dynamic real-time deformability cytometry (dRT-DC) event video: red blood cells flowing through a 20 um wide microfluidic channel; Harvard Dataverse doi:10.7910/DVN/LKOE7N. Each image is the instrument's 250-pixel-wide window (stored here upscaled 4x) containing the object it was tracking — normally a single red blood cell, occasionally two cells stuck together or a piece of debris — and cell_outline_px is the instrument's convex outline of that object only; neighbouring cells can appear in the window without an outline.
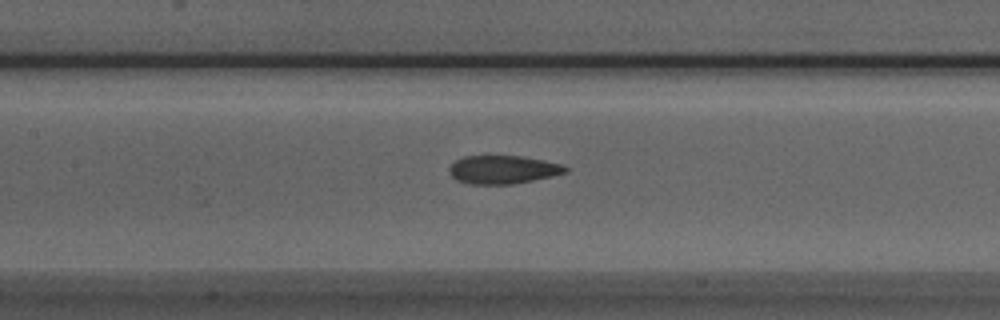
{"species": "Egyptian fruit bat (a non-hibernating species)", "species_latin": "Rousettus aegyptiacus", "temperature_condition": "room temperature", "stored_images_in_passage": 35, "camera_frame_rate_fps": 3000, "um_per_image_px": 0.085, "animal": {"sex": "male"}, "frame": {"image": 1, "passage_image": 10, "time_ms": 3.0, "image_size_px": [1000, 320], "cell_outline_px": [[568, 172], [552, 176], [512, 184], [472, 184], [456, 180], [448, 172], [448, 168], [456, 160], [464, 156], [520, 156], [544, 160], [564, 164], [568, 168]], "centroid_in_image_um": [42.76, 14.41], "position_along_channel_um": 164.6, "area_um2": 19.19}}
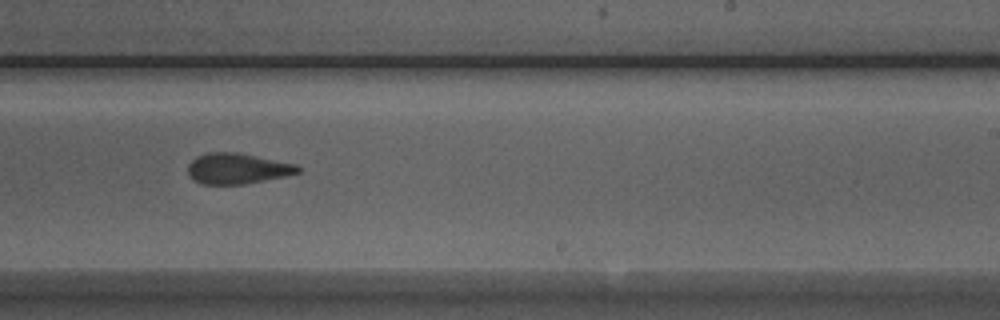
{"frame": {"image": 2, "passage_image": 18, "time_ms": 5.667, "image_size_px": [1000, 320], "cell_outline_px": [[300, 172], [284, 176], [244, 184], [200, 184], [192, 180], [188, 172], [188, 164], [196, 156], [208, 152], [236, 152], [296, 164], [300, 168]], "centroid_in_image_um": [20.12, 14.32], "position_along_channel_um": 268.9, "area_um2": 19.59}}
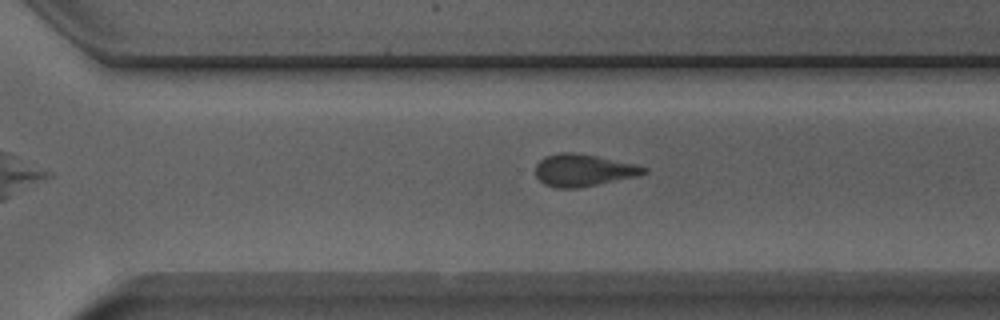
{"frame": {"image": 3, "passage_image": 22, "time_ms": 7.0, "image_size_px": [1000, 320], "cell_outline_px": [[648, 172], [636, 176], [580, 188], [556, 188], [544, 184], [536, 176], [536, 164], [544, 156], [560, 152], [572, 152], [596, 156], [632, 164], [648, 168]], "centroid_in_image_um": [49.54, 14.47], "position_along_channel_um": 321.1, "area_um2": 20.11}, "authors_computed_cell_mechanics": {"area_um2": 19.941, "velocity_mm_per_s": 3.923, "shape_relaxation_time_tau1_ms": null, "shape_relaxation_time_tau2_ms": 2.9126, "deformation_change_tau1": null, "deformation_change_tau2": 0.107}}